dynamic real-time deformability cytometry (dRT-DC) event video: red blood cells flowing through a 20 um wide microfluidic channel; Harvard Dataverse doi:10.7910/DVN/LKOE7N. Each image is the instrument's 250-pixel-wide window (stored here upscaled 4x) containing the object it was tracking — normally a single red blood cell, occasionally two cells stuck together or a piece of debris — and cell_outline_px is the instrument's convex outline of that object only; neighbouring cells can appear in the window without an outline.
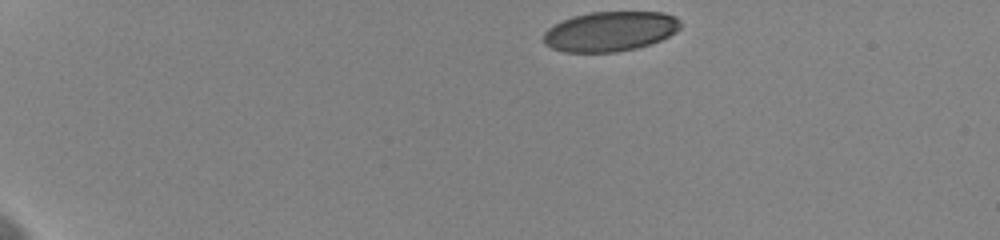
{"species": "human", "species_latin": "Homo sapiens", "temperature_condition": "cold", "stored_images_in_passage": 61, "camera_frame_rate_fps": 3000, "um_per_image_px": 0.085, "donor": {"sex": "female"}, "frame": {"image": 1, "passage_image": 1, "time_ms": 0.0, "image_size_px": [1000, 240], "cell_outline_px": [[680, 28], [676, 32], [660, 40], [636, 48], [616, 52], [564, 52], [552, 48], [544, 44], [544, 32], [548, 28], [572, 16], [592, 12], [664, 12], [676, 16], [680, 20]], "centroid_in_image_um": [51.87, 2.66], "position_along_channel_um": 33.1, "area_um2": 31.73}}
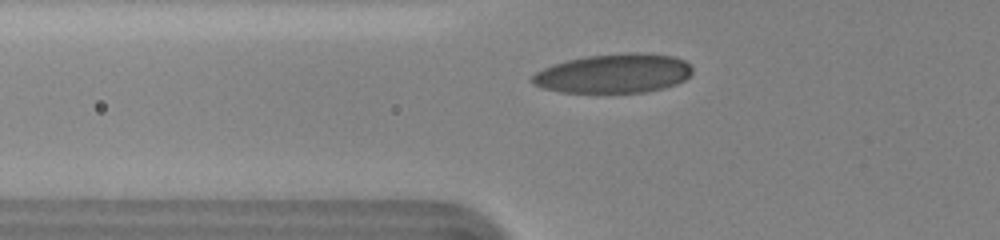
{"frame": {"image": 2, "passage_image": 23, "time_ms": 3.667, "image_size_px": [1000, 240], "cell_outline_px": [[692, 72], [684, 80], [676, 84], [664, 88], [644, 92], [560, 92], [540, 88], [532, 84], [528, 80], [536, 72], [544, 68], [568, 60], [588, 56], [632, 52], [640, 52], [676, 56], [684, 60], [692, 68]], "centroid_in_image_um": [52.16, 6.24], "position_along_channel_um": 73.6, "area_um2": 36.59}}